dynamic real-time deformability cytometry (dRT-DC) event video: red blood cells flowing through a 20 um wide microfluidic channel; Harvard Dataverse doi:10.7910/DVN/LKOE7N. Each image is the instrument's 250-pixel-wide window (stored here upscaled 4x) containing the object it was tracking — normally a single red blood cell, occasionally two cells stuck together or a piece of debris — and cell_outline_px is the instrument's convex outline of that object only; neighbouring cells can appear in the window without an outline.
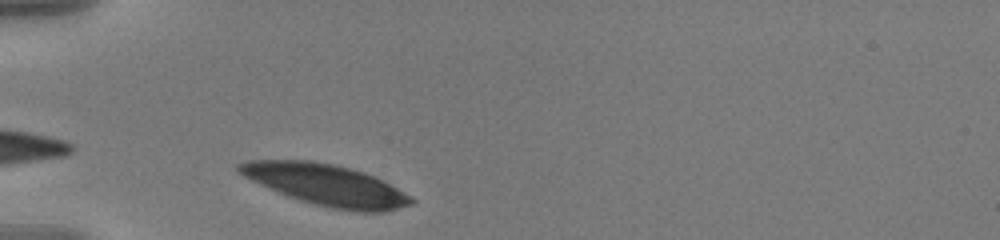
{"species": "human", "species_latin": "Homo sapiens", "temperature_condition": "warm", "stored_images_in_passage": 32, "camera_frame_rate_fps": 3000, "um_per_image_px": 0.085, "donor": {"sex": "male"}, "frame": {"image": 1, "passage_image": 1, "time_ms": 0.0, "image_size_px": [1000, 240], "cell_outline_px": [[416, 200], [412, 204], [384, 212], [352, 212], [332, 208], [300, 200], [288, 196], [260, 184], [236, 172], [236, 164], [248, 160], [312, 160], [332, 164], [364, 172], [412, 196]], "centroid_in_image_um": [27.7, 15.72], "position_along_channel_um": 57.3, "area_um2": 41.1}}
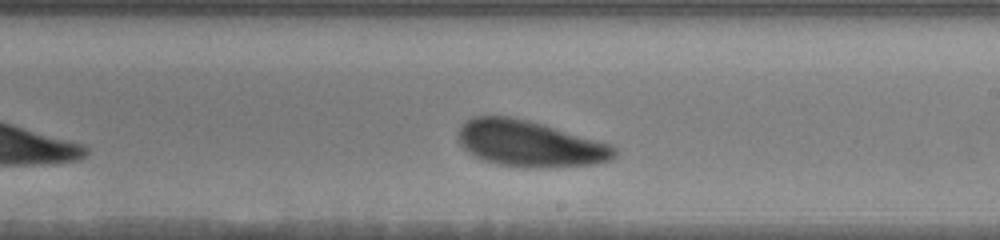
{"frame": {"image": 2, "passage_image": 18, "time_ms": 5.667, "image_size_px": [1000, 240], "cell_outline_px": [[616, 156], [608, 160], [596, 164], [548, 168], [528, 168], [496, 164], [472, 156], [456, 140], [456, 132], [460, 124], [464, 120], [472, 116], [508, 116], [528, 120], [544, 124], [612, 144], [616, 148]], "centroid_in_image_um": [44.97, 12.21], "position_along_channel_um": 244.0, "area_um2": 42.83}}
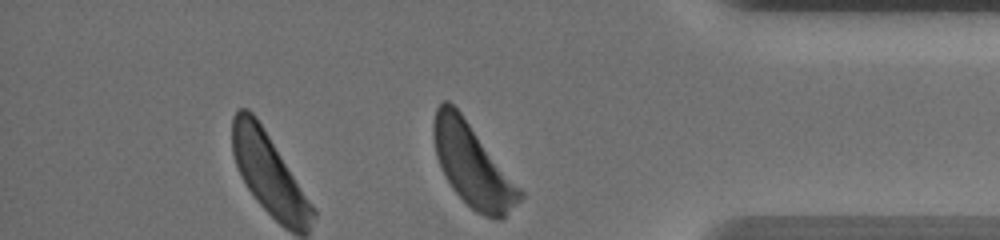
{"frame": {"image": 3, "passage_image": 32, "time_ms": 10.333, "image_size_px": [1000, 240], "cell_outline_px": [[524, 196], [500, 220], [496, 220], [484, 216], [476, 212], [452, 188], [440, 168], [436, 156], [432, 136], [432, 124], [436, 108], [444, 100], [448, 100], [460, 112], [524, 192]], "centroid_in_image_um": [40.14, 14.04], "position_along_channel_um": 395.1, "area_um2": 40.98}, "authors_computed_cell_mechanics": {"area_um2": 42.5986, "velocity_mm_per_s": 3.5418, "shape_relaxation_time_tau1_ms": 1.2191, "shape_relaxation_time_tau2_ms": 10.5403, "deformation_change_tau1": 0.0818, "deformation_change_tau2": 0.2424}}